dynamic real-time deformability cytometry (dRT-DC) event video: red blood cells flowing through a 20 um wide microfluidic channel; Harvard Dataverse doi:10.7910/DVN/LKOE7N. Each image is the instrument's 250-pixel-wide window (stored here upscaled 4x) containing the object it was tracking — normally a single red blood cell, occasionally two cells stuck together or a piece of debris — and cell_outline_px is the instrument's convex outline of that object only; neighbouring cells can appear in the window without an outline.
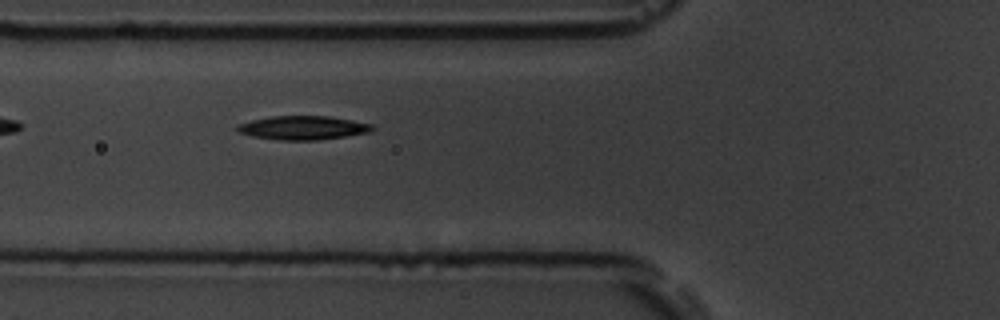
{"species": "common noctule bat (a hibernating species)", "species_latin": "Nyctalus noctula", "temperature_condition": "room temperature", "stored_images_in_passage": 42, "camera_frame_rate_fps": 3000, "um_per_image_px": 0.085, "animal": {"sex": "male", "body_mass_g": 19.5, "forearm_length_mm": 54.6}, "frame": {"image": 1, "passage_image": 7, "time_ms": 2.0, "image_size_px": [1000, 320], "cell_outline_px": [[376, 128], [372, 132], [316, 140], [280, 140], [252, 136], [240, 132], [236, 128], [236, 124], [252, 120], [272, 116], [328, 116], [352, 120], [372, 124]], "centroid_in_image_um": [25.77, 10.86], "position_along_channel_um": 100.0, "area_um2": 18.67}}
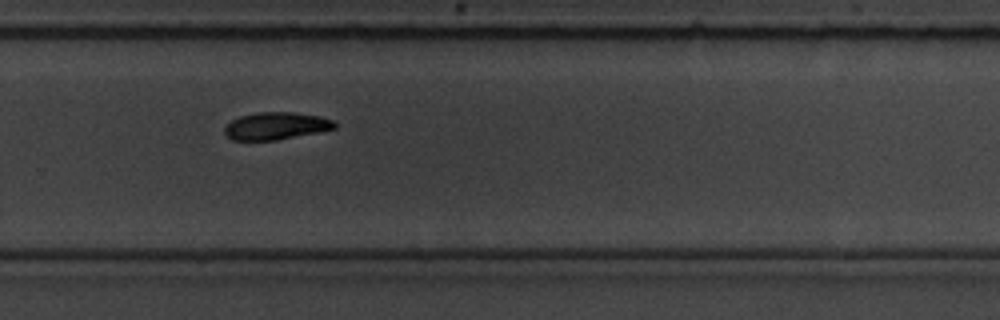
{"frame": {"image": 2, "passage_image": 24, "time_ms": 7.667, "image_size_px": [1000, 320], "cell_outline_px": [[336, 128], [276, 140], [232, 140], [224, 132], [224, 128], [232, 120], [240, 116], [260, 112], [296, 112], [320, 116], [332, 120], [336, 124]], "centroid_in_image_um": [23.45, 10.69], "position_along_channel_um": 306.3, "area_um2": 17.34}, "authors_computed_cell_mechanics": {"area_um2": 18.2359, "velocity_mm_per_s": 3.6522, "shape_relaxation_time_tau1_ms": 2.2933, "shape_relaxation_time_tau2_ms": null, "deformation_change_tau1": 0.1455, "deformation_change_tau2": null}}